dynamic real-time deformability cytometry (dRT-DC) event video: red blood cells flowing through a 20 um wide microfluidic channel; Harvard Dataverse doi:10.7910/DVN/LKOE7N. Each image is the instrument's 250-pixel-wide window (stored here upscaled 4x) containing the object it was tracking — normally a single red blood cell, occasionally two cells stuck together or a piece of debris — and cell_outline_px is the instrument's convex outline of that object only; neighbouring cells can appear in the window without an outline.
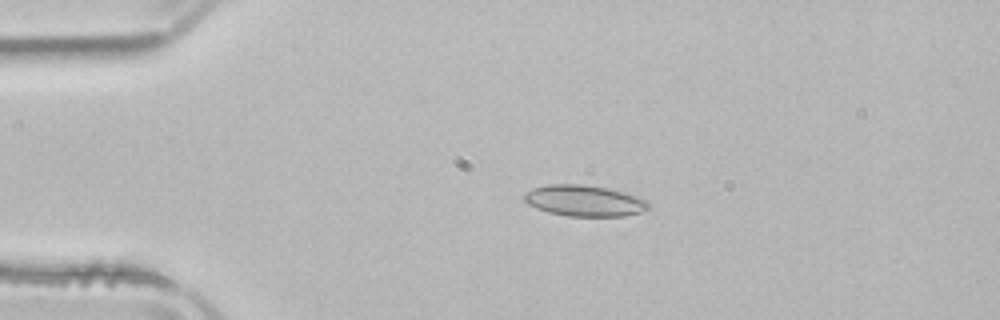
{"species": "common noctule bat (a hibernating species)", "species_latin": "Nyctalus noctula", "temperature_condition": "room temperature", "stored_images_in_passage": 51, "camera_frame_rate_fps": 3000, "um_per_image_px": 0.085, "animal": {"sex": "male", "body_mass_g": 21.5, "forearm_length_mm": 52.0}, "frame": {"image": 1, "passage_image": 10, "time_ms": 3.0, "image_size_px": [1000, 320], "cell_outline_px": [[652, 208], [640, 212], [624, 216], [568, 216], [548, 212], [536, 208], [528, 204], [524, 200], [524, 196], [532, 188], [548, 184], [580, 184], [604, 188], [636, 196], [648, 200]], "centroid_in_image_um": [49.68, 17.07], "position_along_channel_um": 35.3, "area_um2": 22.37}}
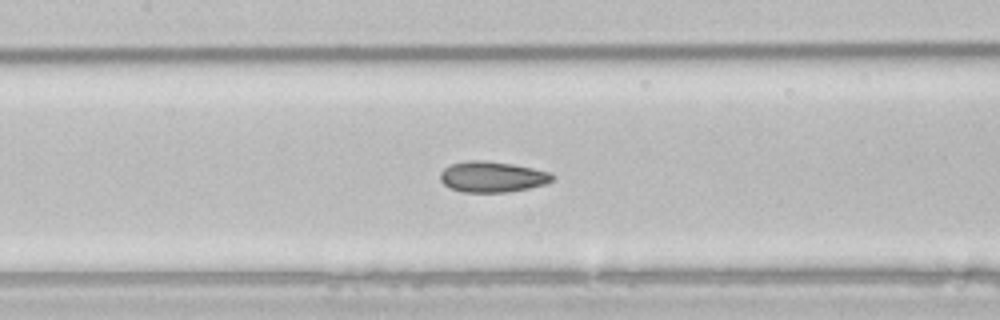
{"frame": {"image": 2, "passage_image": 23, "time_ms": 7.333, "image_size_px": [1000, 320], "cell_outline_px": [[556, 176], [552, 180], [544, 184], [528, 188], [508, 192], [460, 192], [444, 184], [440, 180], [440, 172], [444, 168], [452, 164], [468, 160], [484, 160], [512, 164], [552, 172]], "centroid_in_image_um": [41.85, 15.02], "position_along_channel_um": 165.6, "area_um2": 20.11}}
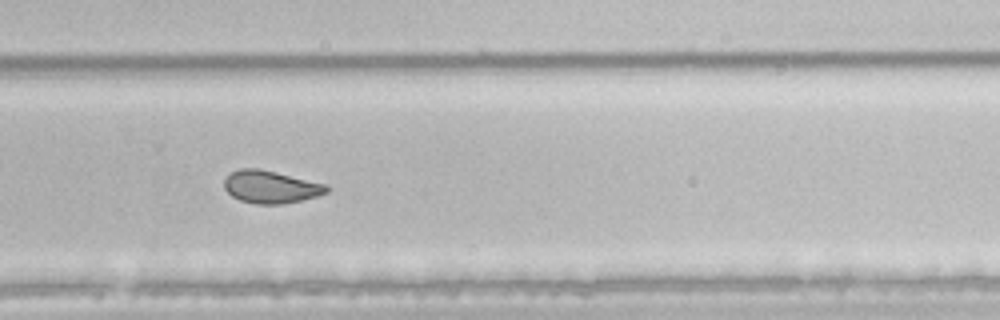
{"frame": {"image": 3, "passage_image": 34, "time_ms": 11.0, "image_size_px": [1000, 320], "cell_outline_px": [[328, 192], [316, 196], [284, 204], [256, 204], [240, 200], [232, 196], [224, 188], [224, 180], [232, 172], [240, 168], [260, 168], [328, 184]], "centroid_in_image_um": [23.02, 15.88], "position_along_channel_um": 306.8, "area_um2": 19.48}, "authors_computed_cell_mechanics": {"area_um2": 21.386, "velocity_mm_per_s": 3.8735, "shape_relaxation_time_tau1_ms": null, "shape_relaxation_time_tau2_ms": 2.081, "deformation_change_tau1": null, "deformation_change_tau2": 0.0778}}